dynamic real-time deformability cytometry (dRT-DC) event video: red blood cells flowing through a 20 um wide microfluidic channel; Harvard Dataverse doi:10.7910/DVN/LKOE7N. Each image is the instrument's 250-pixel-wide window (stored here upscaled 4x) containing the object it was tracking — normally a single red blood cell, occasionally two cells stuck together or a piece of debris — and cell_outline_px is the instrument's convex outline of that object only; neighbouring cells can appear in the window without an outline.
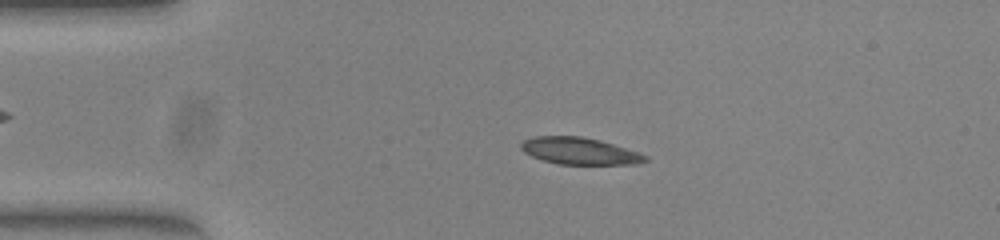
{"species": "common noctule bat (a hibernating species)", "species_latin": "Nyctalus noctula", "temperature_condition": "warm", "stored_images_in_passage": 50, "camera_frame_rate_fps": 3000, "um_per_image_px": 0.085, "animal": {"sex": "female", "body_mass_g": 23.0, "forearm_length_mm": 53.4}, "frame": {"image": 1, "passage_image": 10, "time_ms": 3.0, "image_size_px": [1000, 240], "cell_outline_px": [[648, 160], [636, 164], [560, 164], [544, 160], [532, 156], [524, 152], [520, 148], [520, 144], [524, 140], [536, 136], [580, 136], [600, 140], [648, 156]], "centroid_in_image_um": [49.24, 12.83], "position_along_channel_um": 35.8, "area_um2": 19.19}}
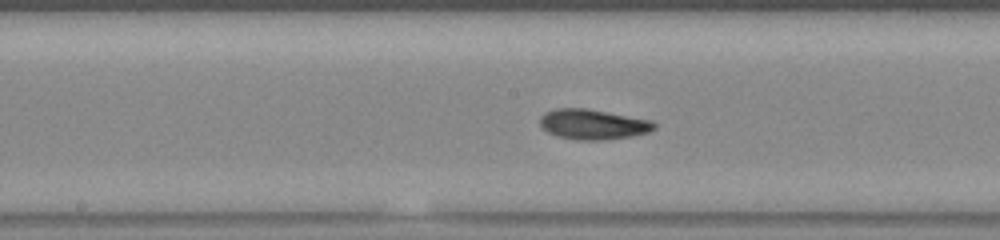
{"frame": {"image": 2, "passage_image": 25, "time_ms": 8.0, "image_size_px": [1000, 240], "cell_outline_px": [[656, 128], [648, 132], [632, 136], [604, 140], [576, 140], [556, 136], [548, 132], [540, 124], [540, 116], [544, 112], [556, 108], [588, 108], [652, 120], [656, 124]], "centroid_in_image_um": [50.4, 10.56], "position_along_channel_um": 197.8, "area_um2": 20.29}}
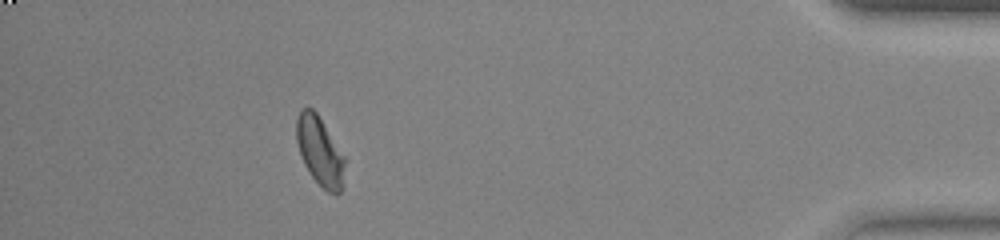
{"frame": {"image": 3, "passage_image": 45, "time_ms": 14.667, "image_size_px": [1000, 240], "cell_outline_px": [[344, 188], [336, 196], [328, 192], [312, 176], [304, 164], [300, 156], [296, 140], [296, 120], [300, 112], [304, 108], [312, 108], [316, 112], [344, 156]], "centroid_in_image_um": [27.19, 12.89], "position_along_channel_um": 408.0, "area_um2": 19.25}, "authors_computed_cell_mechanics": {"area_um2": 19.5364, "velocity_mm_per_s": 3.9905, "shape_relaxation_time_tau1_ms": 5.0269, "shape_relaxation_time_tau2_ms": 2.306, "deformation_change_tau1": 0.1423, "deformation_change_tau2": 0.0718}}